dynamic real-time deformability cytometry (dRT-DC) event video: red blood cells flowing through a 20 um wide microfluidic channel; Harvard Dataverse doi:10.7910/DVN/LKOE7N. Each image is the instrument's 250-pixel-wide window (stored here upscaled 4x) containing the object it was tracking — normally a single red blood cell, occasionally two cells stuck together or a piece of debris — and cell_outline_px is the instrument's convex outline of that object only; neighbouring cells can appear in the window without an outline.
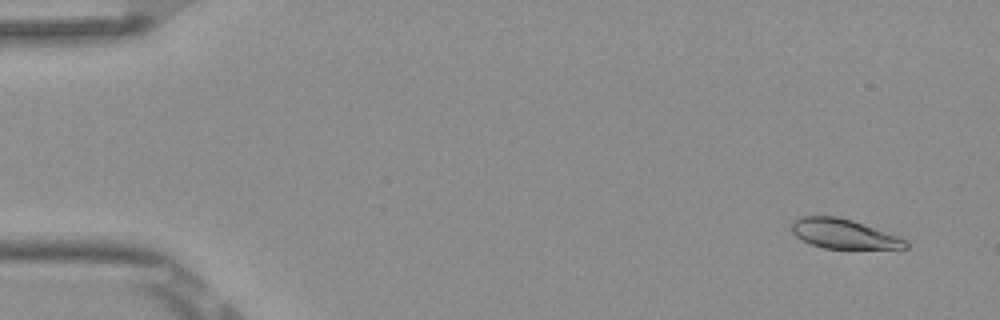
{"species": "Egyptian fruit bat (a non-hibernating species)", "species_latin": "Rousettus aegyptiacus", "temperature_condition": "room temperature", "stored_images_in_passage": 4, "camera_frame_rate_fps": 3000, "um_per_image_px": 0.085, "frame": {"image": 1, "passage_image": 1, "time_ms": 0.0, "image_size_px": [1000, 320], "cell_outline_px": [[908, 248], [824, 248], [800, 240], [792, 232], [788, 224], [792, 220], [800, 216], [836, 216], [852, 220], [908, 240]], "centroid_in_image_um": [71.63, 19.86], "position_along_channel_um": 13.4, "area_um2": 19.59}}
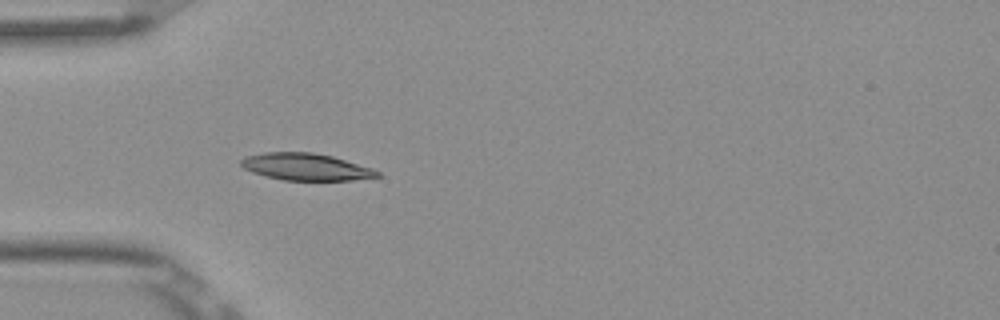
{"frame": {"image": 2, "passage_image": 4, "time_ms": 1.0, "image_size_px": [1000, 320], "cell_outline_px": [[380, 176], [352, 180], [284, 180], [252, 172], [244, 168], [240, 164], [240, 160], [244, 156], [264, 152], [312, 152], [332, 156], [372, 168], [380, 172]], "centroid_in_image_um": [25.97, 14.17], "position_along_channel_um": 59.0, "area_um2": 21.33}}